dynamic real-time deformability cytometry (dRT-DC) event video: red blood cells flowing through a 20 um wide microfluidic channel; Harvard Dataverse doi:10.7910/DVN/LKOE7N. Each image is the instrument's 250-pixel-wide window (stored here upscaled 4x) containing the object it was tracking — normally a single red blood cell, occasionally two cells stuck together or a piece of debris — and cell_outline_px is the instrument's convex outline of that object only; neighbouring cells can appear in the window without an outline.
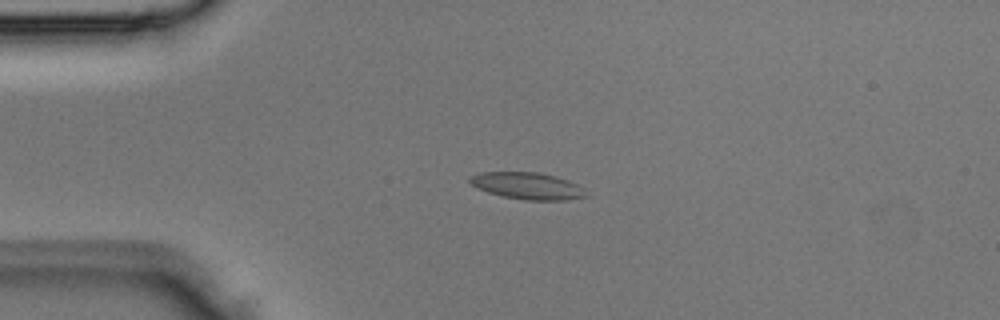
{"species": "Egyptian fruit bat (a non-hibernating species)", "species_latin": "Rousettus aegyptiacus", "temperature_condition": "room temperature", "stored_images_in_passage": 2, "camera_frame_rate_fps": 3000, "um_per_image_px": 0.085, "animal": {"sex": "male"}, "frame": {"image": 1, "passage_image": 2, "time_ms": 0.333, "image_size_px": [1000, 320], "cell_outline_px": [[588, 196], [568, 200], [524, 200], [504, 196], [488, 192], [472, 184], [468, 180], [468, 176], [480, 172], [540, 172], [568, 180], [584, 188]], "centroid_in_image_um": [44.85, 15.79], "position_along_channel_um": 40.1, "area_um2": 18.15}}